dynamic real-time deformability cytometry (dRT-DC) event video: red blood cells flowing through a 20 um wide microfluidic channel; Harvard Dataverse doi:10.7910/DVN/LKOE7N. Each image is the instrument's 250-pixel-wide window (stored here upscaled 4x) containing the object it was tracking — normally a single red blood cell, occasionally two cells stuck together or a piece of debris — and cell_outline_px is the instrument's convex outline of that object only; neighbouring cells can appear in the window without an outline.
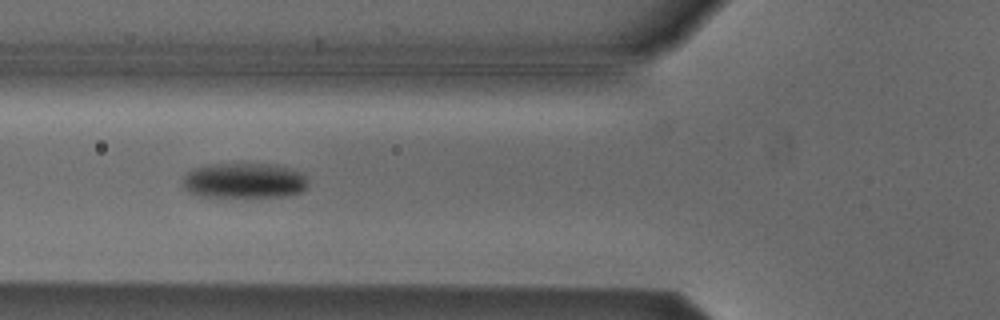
{"species": "Egyptian fruit bat (a non-hibernating species)", "species_latin": "Rousettus aegyptiacus", "temperature_condition": "cold", "stored_images_in_passage": 6, "camera_frame_rate_fps": 3000, "um_per_image_px": 0.085, "animal": {"sex": "male"}, "frame": {"image": 1, "passage_image": 4, "time_ms": 1.0, "image_size_px": [1000, 320], "cell_outline_px": [[308, 184], [300, 192], [288, 196], [200, 196], [188, 192], [180, 184], [184, 176], [192, 168], [208, 164], [276, 164], [300, 172], [304, 176]], "centroid_in_image_um": [20.7, 15.34], "position_along_channel_um": 105.1, "area_um2": 25.72}}
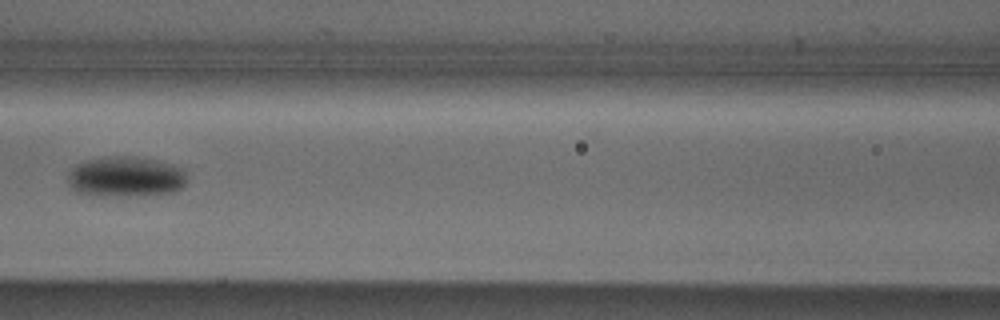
{"frame": {"image": 2, "passage_image": 5, "time_ms": 1.333, "image_size_px": [1000, 320], "cell_outline_px": [[184, 184], [176, 192], [148, 196], [100, 196], [76, 192], [68, 184], [68, 172], [76, 164], [84, 160], [104, 156], [136, 156], [156, 160], [172, 164], [180, 168], [184, 172]], "centroid_in_image_um": [10.64, 15.03], "position_along_channel_um": 156.0, "area_um2": 28.55}}
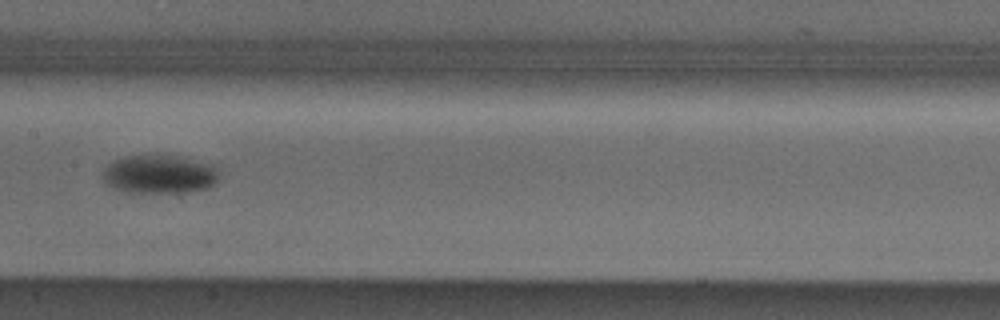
{"frame": {"image": 3, "passage_image": 6, "time_ms": 1.667, "image_size_px": [1000, 320], "cell_outline_px": [[216, 180], [208, 188], [188, 192], [128, 192], [104, 184], [100, 176], [104, 168], [108, 164], [124, 156], [184, 156], [212, 164], [216, 168]], "centroid_in_image_um": [13.5, 14.81], "position_along_channel_um": 193.9, "area_um2": 26.07}}